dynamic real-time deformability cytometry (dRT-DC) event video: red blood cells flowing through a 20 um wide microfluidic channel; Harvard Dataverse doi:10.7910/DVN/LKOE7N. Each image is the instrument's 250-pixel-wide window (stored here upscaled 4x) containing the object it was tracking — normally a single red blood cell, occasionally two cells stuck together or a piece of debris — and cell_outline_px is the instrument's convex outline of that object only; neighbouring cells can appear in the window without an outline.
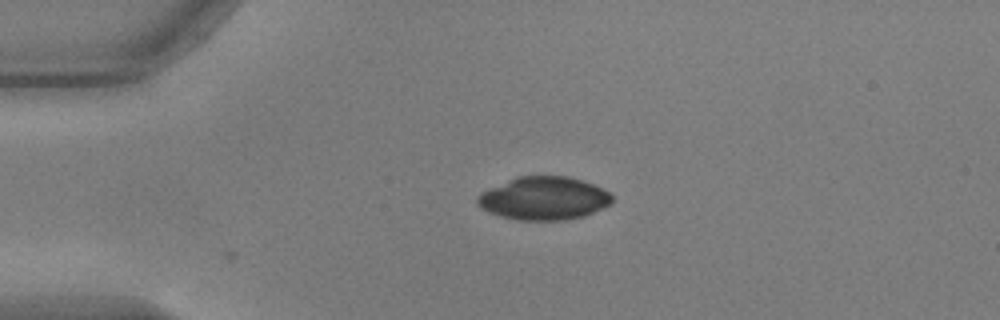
{"species": "common noctule bat (a hibernating species)", "species_latin": "Nyctalus noctula", "temperature_condition": "warm", "stored_images_in_passage": 26, "camera_frame_rate_fps": 3000, "um_per_image_px": 0.085, "animal": {"sex": "male", "body_mass_g": 17.9, "forearm_length_mm": 54.2}, "frame": {"image": 1, "passage_image": 1, "time_ms": 0.0, "image_size_px": [1000, 320], "cell_outline_px": [[612, 204], [604, 208], [584, 216], [564, 220], [516, 220], [500, 216], [488, 212], [480, 208], [476, 204], [476, 196], [480, 192], [516, 176], [568, 176], [592, 184], [608, 192], [612, 196]], "centroid_in_image_um": [46.18, 16.87], "position_along_channel_um": 38.8, "area_um2": 34.04}}